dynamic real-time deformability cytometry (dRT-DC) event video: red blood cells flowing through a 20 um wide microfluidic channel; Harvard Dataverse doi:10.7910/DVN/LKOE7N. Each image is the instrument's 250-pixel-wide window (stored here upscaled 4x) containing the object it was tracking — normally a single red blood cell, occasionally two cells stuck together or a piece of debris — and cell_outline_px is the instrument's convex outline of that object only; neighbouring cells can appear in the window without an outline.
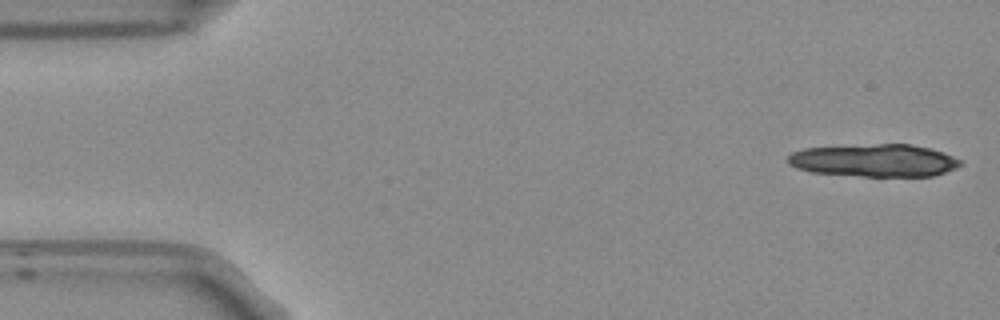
{"species": "Egyptian fruit bat (a non-hibernating species)", "species_latin": "Rousettus aegyptiacus", "temperature_condition": "room temperature", "stored_images_in_passage": 13, "camera_frame_rate_fps": 3000, "um_per_image_px": 0.085, "frame": {"image": 1, "passage_image": 1, "time_ms": 0.0, "image_size_px": [1000, 320], "cell_outline_px": [[960, 164], [956, 168], [932, 176], [860, 176], [812, 172], [796, 168], [788, 164], [788, 156], [792, 152], [804, 148], [876, 144], [908, 144], [928, 148], [952, 156], [960, 160]], "centroid_in_image_um": [74.27, 13.64], "position_along_channel_um": 10.7, "area_um2": 32.48}}